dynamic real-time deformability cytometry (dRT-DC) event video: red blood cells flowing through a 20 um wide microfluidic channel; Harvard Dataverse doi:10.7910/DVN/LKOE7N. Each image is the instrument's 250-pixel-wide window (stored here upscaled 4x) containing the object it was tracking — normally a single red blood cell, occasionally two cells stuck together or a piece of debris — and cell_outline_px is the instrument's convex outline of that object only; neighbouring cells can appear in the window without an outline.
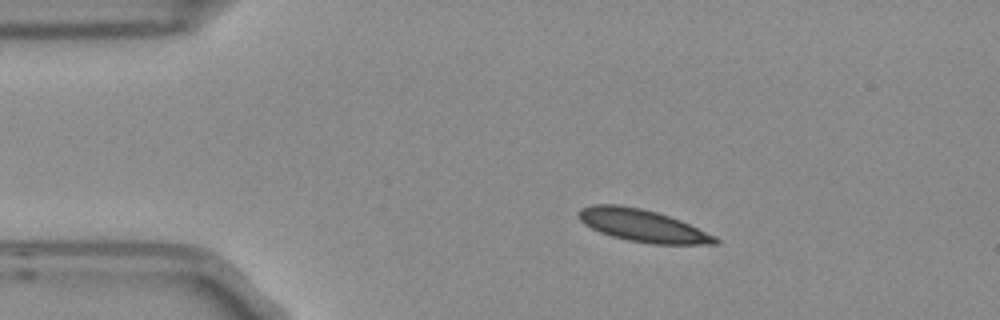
{"species": "Egyptian fruit bat (a non-hibernating species)", "species_latin": "Rousettus aegyptiacus", "temperature_condition": "room temperature", "stored_images_in_passage": 4, "camera_frame_rate_fps": 3000, "um_per_image_px": 0.085, "frame": {"image": 1, "passage_image": 2, "time_ms": 0.333, "image_size_px": [1000, 320], "cell_outline_px": [[720, 240], [716, 244], [652, 244], [628, 240], [612, 236], [600, 232], [584, 224], [576, 216], [576, 212], [580, 208], [592, 204], [620, 204], [640, 208], [656, 212], [680, 220], [716, 236]], "centroid_in_image_um": [54.57, 19.16], "position_along_channel_um": 30.4, "area_um2": 25.78}}
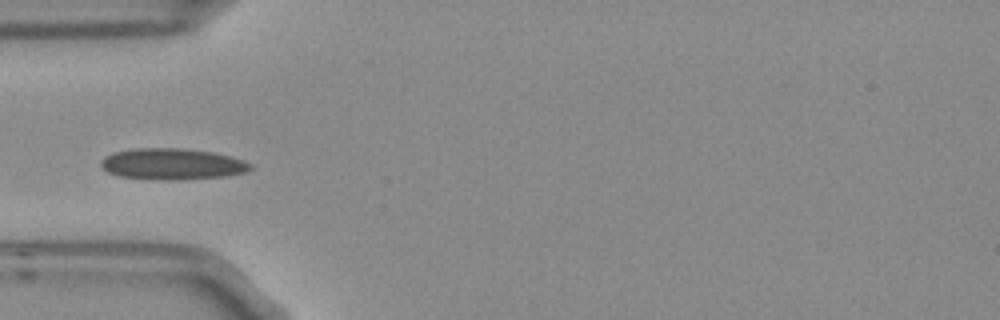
{"frame": {"image": 2, "passage_image": 4, "time_ms": 1.0, "image_size_px": [1000, 320], "cell_outline_px": [[252, 168], [248, 172], [228, 176], [176, 180], [148, 180], [120, 176], [108, 172], [100, 164], [100, 160], [104, 156], [112, 152], [136, 148], [180, 148], [212, 152], [244, 160], [252, 164]], "centroid_in_image_um": [14.63, 13.95], "position_along_channel_um": 70.4, "area_um2": 27.51}}